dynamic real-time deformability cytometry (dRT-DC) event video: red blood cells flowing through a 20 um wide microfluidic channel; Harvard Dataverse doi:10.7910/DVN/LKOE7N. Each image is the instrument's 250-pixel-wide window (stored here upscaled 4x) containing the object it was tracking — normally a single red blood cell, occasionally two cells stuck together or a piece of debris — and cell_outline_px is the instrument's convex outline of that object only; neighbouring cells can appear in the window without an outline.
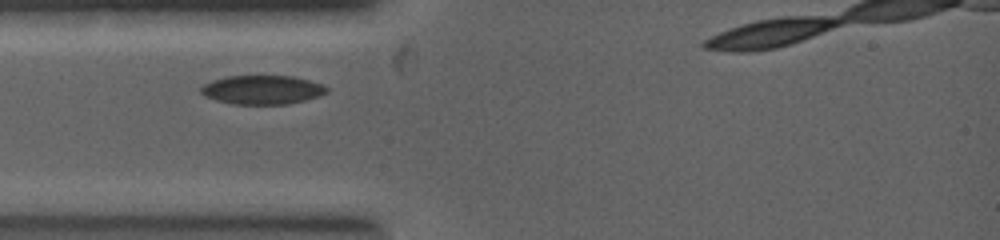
{"species": "common noctule bat (a hibernating species)", "species_latin": "Nyctalus noctula", "temperature_condition": "warm", "stored_images_in_passage": 5, "camera_frame_rate_fps": 5000, "um_per_image_px": 0.085, "animal": {"sex": "female", "body_mass_g": 19.0, "forearm_length_mm": 53.3}, "frame": {"image": 1, "passage_image": 1, "time_ms": 0.0, "image_size_px": [1000, 240], "cell_outline_px": [[328, 92], [304, 100], [284, 104], [236, 104], [216, 100], [200, 92], [200, 88], [204, 84], [212, 80], [228, 76], [292, 76], [308, 80], [320, 84], [328, 88]], "centroid_in_image_um": [22.27, 7.62], "position_along_channel_um": 62.7, "area_um2": 20.81}}